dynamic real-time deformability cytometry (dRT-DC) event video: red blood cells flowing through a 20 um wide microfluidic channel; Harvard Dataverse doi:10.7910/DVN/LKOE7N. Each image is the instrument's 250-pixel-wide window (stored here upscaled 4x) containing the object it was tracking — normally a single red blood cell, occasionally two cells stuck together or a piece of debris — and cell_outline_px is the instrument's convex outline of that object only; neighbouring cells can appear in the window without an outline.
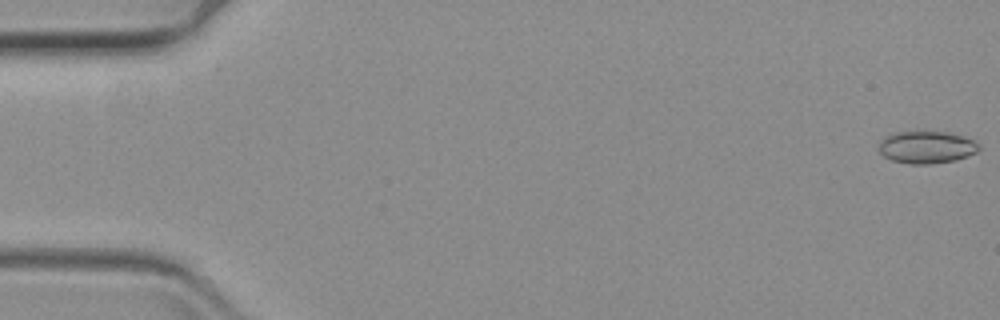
{"species": "common noctule bat (a hibernating species)", "species_latin": "Nyctalus noctula", "temperature_condition": "warm", "stored_images_in_passage": 63, "camera_frame_rate_fps": 3000, "um_per_image_px": 0.085, "animal": {"sex": "female", "body_mass_g": 19.3, "forearm_length_mm": 54.1}, "frame": {"image": 1, "passage_image": 1, "time_ms": 0.0, "image_size_px": [1000, 320], "cell_outline_px": [[980, 148], [976, 152], [956, 160], [928, 164], [908, 164], [892, 160], [884, 156], [880, 152], [880, 140], [884, 136], [896, 132], [948, 132], [964, 136], [980, 144]], "centroid_in_image_um": [78.76, 12.51], "position_along_channel_um": 6.2, "area_um2": 18.79}}
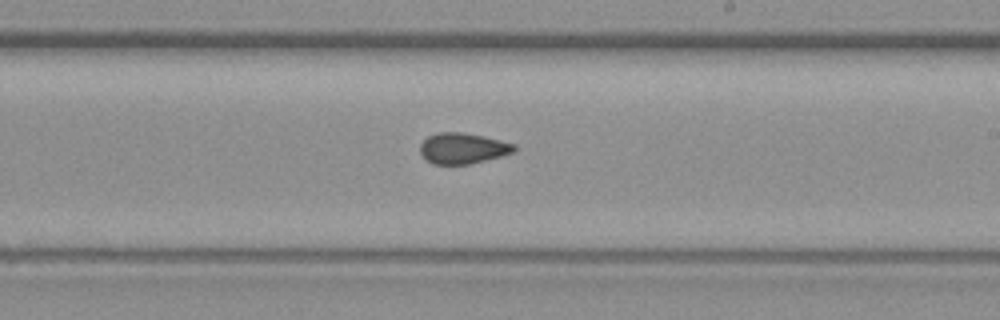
{"frame": {"image": 2, "passage_image": 37, "time_ms": 12.0, "image_size_px": [1000, 320], "cell_outline_px": [[516, 148], [512, 152], [500, 156], [468, 164], [432, 164], [420, 152], [420, 144], [428, 136], [436, 132], [460, 132], [480, 136], [516, 144]], "centroid_in_image_um": [39.3, 12.6], "position_along_channel_um": 249.7, "area_um2": 16.53}}
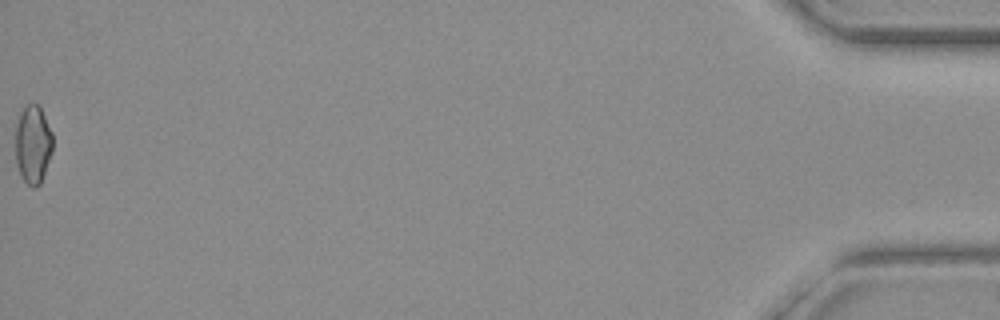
{"frame": {"image": 3, "passage_image": 63, "time_ms": 20.667, "image_size_px": [1000, 320], "cell_outline_px": [[52, 152], [40, 184], [36, 188], [32, 188], [24, 180], [20, 172], [16, 160], [16, 124], [20, 112], [24, 104], [40, 104], [52, 132]], "centroid_in_image_um": [2.81, 12.23], "position_along_channel_um": 432.4, "area_um2": 17.11}}